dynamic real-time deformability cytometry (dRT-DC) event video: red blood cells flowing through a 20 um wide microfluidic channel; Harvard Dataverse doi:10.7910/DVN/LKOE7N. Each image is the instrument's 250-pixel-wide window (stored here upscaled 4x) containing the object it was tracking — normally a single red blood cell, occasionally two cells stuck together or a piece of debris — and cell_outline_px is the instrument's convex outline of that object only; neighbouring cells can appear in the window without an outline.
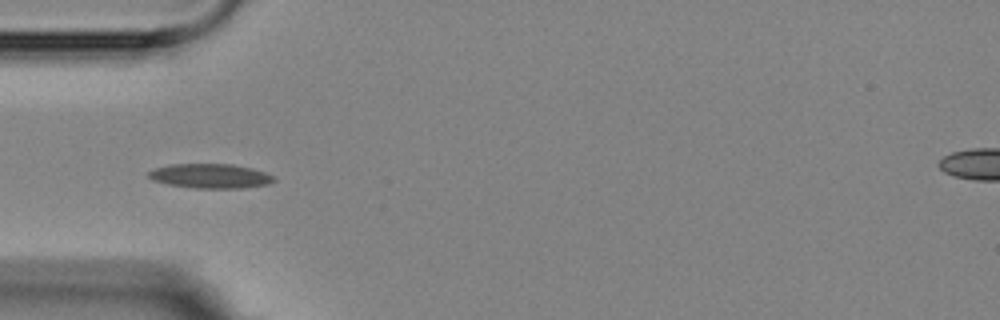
{"species": "Egyptian fruit bat (a non-hibernating species)", "species_latin": "Rousettus aegyptiacus", "temperature_condition": "room temperature", "stored_images_in_passage": 7, "camera_frame_rate_fps": 3000, "um_per_image_px": 0.085, "animal": {"sex": "female"}, "frame": {"image": 1, "passage_image": 4, "time_ms": 4.333, "image_size_px": [1000, 320], "cell_outline_px": [[276, 180], [268, 184], [244, 188], [192, 188], [168, 184], [152, 180], [148, 176], [148, 172], [156, 168], [172, 164], [232, 164], [252, 168], [276, 176]], "centroid_in_image_um": [17.91, 14.96], "position_along_channel_um": 67.1, "area_um2": 17.92}}
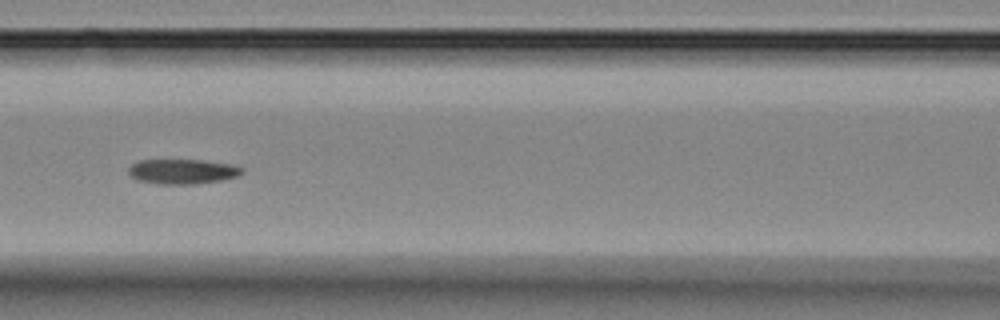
{"frame": {"image": 2, "passage_image": 6, "time_ms": 6.667, "image_size_px": [1000, 320], "cell_outline_px": [[244, 172], [236, 176], [220, 180], [196, 184], [160, 184], [136, 180], [128, 172], [128, 168], [136, 160], [204, 160], [232, 164], [244, 168]], "centroid_in_image_um": [15.5, 14.57], "position_along_channel_um": 151.1, "area_um2": 16.53}}
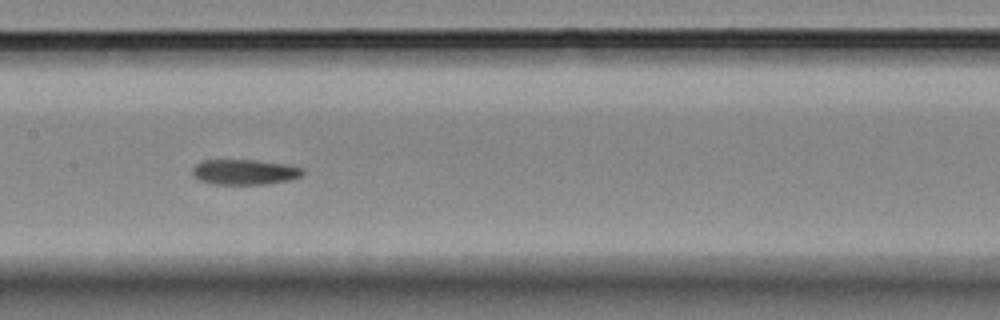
{"frame": {"image": 3, "passage_image": 7, "time_ms": 7.667, "image_size_px": [1000, 320], "cell_outline_px": [[304, 172], [300, 176], [288, 180], [268, 184], [216, 184], [200, 180], [192, 172], [192, 168], [196, 164], [204, 160], [256, 160], [284, 164], [304, 168]], "centroid_in_image_um": [20.81, 14.62], "position_along_channel_um": 186.6, "area_um2": 16.07}}